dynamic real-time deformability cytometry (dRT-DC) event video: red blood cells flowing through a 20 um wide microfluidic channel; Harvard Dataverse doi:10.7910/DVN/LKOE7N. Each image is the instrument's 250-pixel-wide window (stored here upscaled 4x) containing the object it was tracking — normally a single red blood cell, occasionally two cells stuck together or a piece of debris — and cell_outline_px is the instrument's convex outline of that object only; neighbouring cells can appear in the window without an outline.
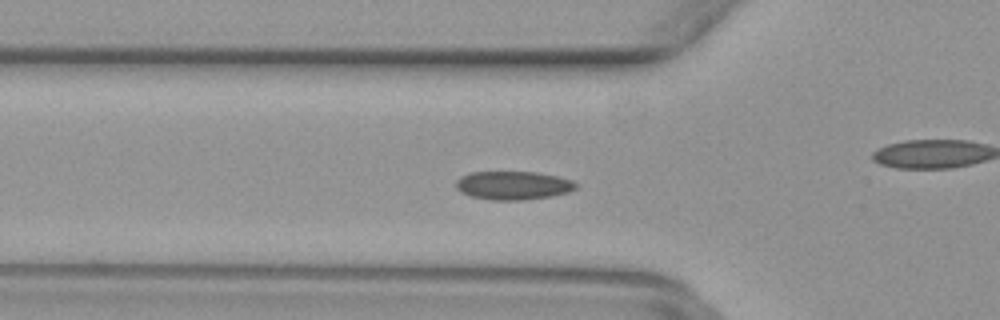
{"species": "common noctule bat (a hibernating species)", "species_latin": "Nyctalus noctula", "temperature_condition": "warm", "stored_images_in_passage": 50, "camera_frame_rate_fps": 3000, "um_per_image_px": 0.085, "animal": {"sex": "female", "body_mass_g": 29.2, "forearm_length_mm": 56.3}, "frame": {"image": 1, "passage_image": 16, "time_ms": 5.0, "image_size_px": [1000, 320], "cell_outline_px": [[576, 188], [568, 192], [552, 196], [524, 200], [492, 200], [472, 196], [460, 192], [456, 188], [456, 180], [460, 176], [468, 172], [536, 172], [556, 176], [572, 180], [576, 184]], "centroid_in_image_um": [43.58, 15.76], "position_along_channel_um": 82.2, "area_um2": 19.94}}
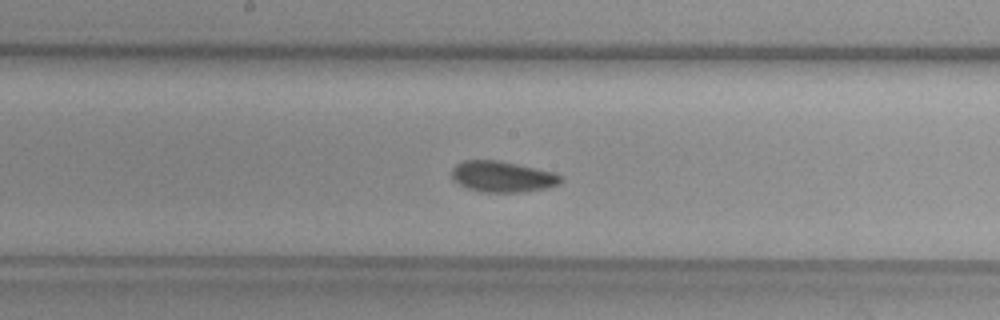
{"frame": {"image": 2, "passage_image": 25, "time_ms": 8.0, "image_size_px": [1000, 320], "cell_outline_px": [[564, 180], [560, 184], [548, 188], [520, 192], [480, 192], [468, 188], [460, 184], [452, 176], [452, 168], [456, 164], [464, 160], [496, 160], [556, 172], [564, 176]], "centroid_in_image_um": [42.77, 15.02], "position_along_channel_um": 205.4, "area_um2": 19.77}}
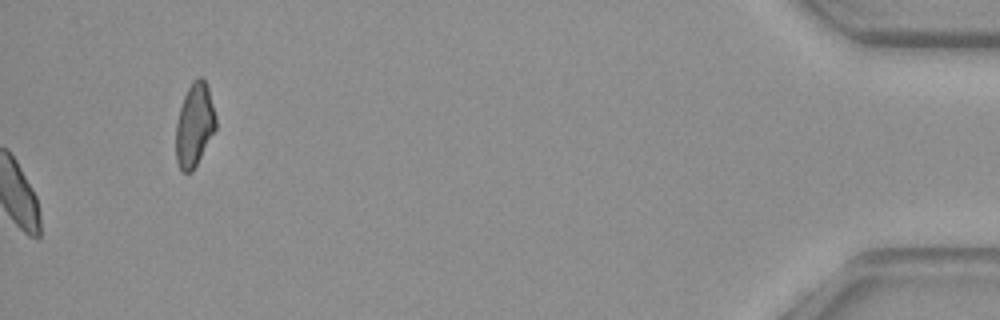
{"frame": {"image": 3, "passage_image": 50, "time_ms": 16.333, "image_size_px": [1000, 320], "cell_outline_px": [[216, 128], [192, 172], [180, 172], [176, 160], [176, 124], [180, 108], [184, 96], [192, 80], [196, 76], [200, 76], [204, 80], [208, 88], [216, 116]], "centroid_in_image_um": [16.52, 10.62], "position_along_channel_um": 418.7, "area_um2": 19.31}}